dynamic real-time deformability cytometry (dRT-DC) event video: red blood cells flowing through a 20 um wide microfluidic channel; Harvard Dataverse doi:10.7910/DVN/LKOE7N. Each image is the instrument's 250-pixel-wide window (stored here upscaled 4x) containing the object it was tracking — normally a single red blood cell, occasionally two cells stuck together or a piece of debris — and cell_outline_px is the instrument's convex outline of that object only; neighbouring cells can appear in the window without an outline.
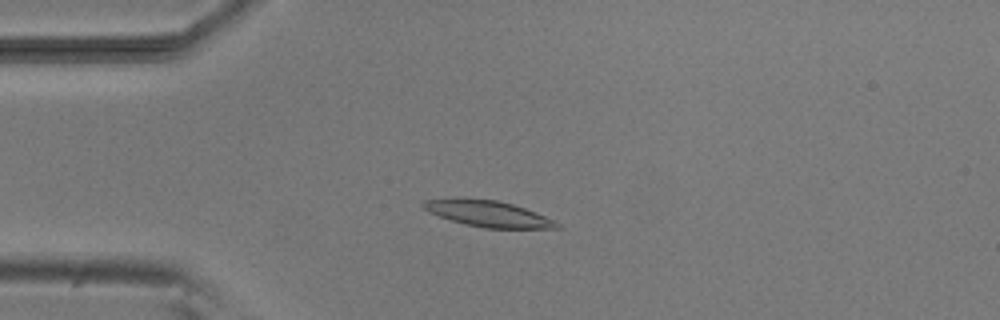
{"species": "common noctule bat (a hibernating species)", "species_latin": "Nyctalus noctula", "temperature_condition": "room temperature", "stored_images_in_passage": 9, "camera_frame_rate_fps": 3000, "um_per_image_px": 0.085, "animal": {"sex": "male", "body_mass_g": 20.5, "forearm_length_mm": 52.5}, "frame": {"image": 1, "passage_image": 3, "time_ms": 2.333, "image_size_px": [1000, 320], "cell_outline_px": [[560, 228], [484, 228], [464, 224], [428, 212], [420, 204], [424, 200], [456, 196], [460, 196], [496, 200], [512, 204], [536, 212], [556, 220], [560, 224]], "centroid_in_image_um": [41.44, 18.13], "position_along_channel_um": 43.6, "area_um2": 20.75}}
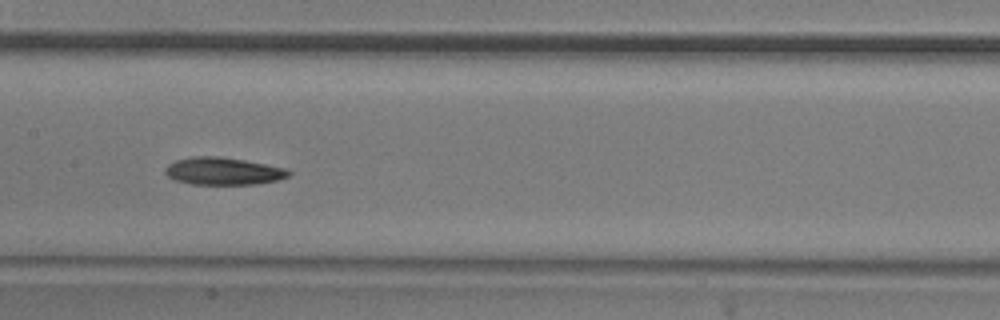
{"frame": {"image": 2, "passage_image": 7, "time_ms": 6.667, "image_size_px": [1000, 320], "cell_outline_px": [[292, 172], [288, 176], [276, 180], [256, 184], [192, 184], [176, 180], [168, 176], [164, 172], [164, 168], [168, 164], [176, 160], [192, 156], [220, 156], [244, 160], [284, 168]], "centroid_in_image_um": [18.93, 14.54], "position_along_channel_um": 188.5, "area_um2": 19.59}}
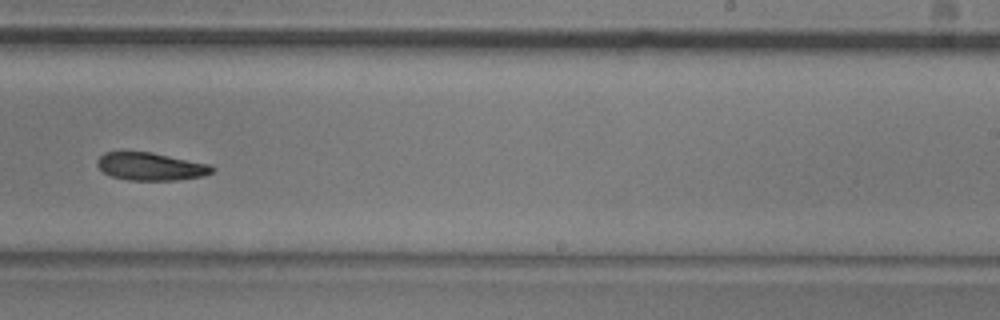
{"frame": {"image": 3, "passage_image": 9, "time_ms": 9.0, "image_size_px": [1000, 320], "cell_outline_px": [[216, 168], [212, 172], [204, 176], [176, 180], [128, 180], [112, 176], [104, 172], [96, 164], [96, 160], [104, 152], [152, 152], [212, 164]], "centroid_in_image_um": [12.85, 14.15], "position_along_channel_um": 276.1, "area_um2": 18.73}}